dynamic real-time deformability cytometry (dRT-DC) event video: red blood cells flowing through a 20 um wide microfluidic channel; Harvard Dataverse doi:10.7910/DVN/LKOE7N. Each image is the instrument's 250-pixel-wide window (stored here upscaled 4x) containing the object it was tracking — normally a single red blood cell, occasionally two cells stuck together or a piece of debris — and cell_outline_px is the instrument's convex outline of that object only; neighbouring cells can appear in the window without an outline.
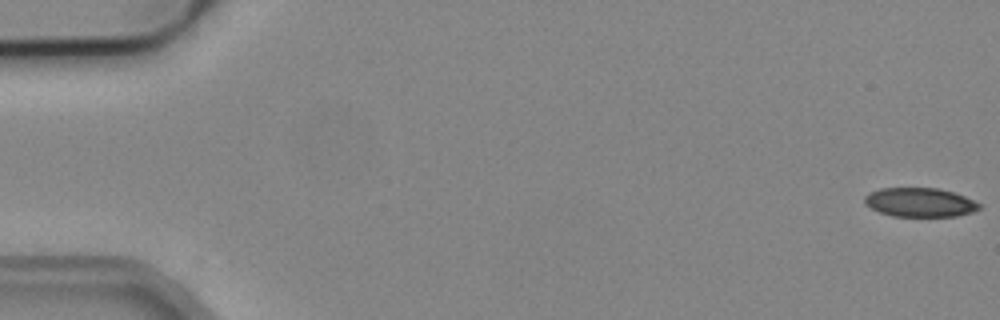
{"species": "common noctule bat (a hibernating species)", "species_latin": "Nyctalus noctula", "temperature_condition": "cold", "stored_images_in_passage": 5, "camera_frame_rate_fps": 3000, "um_per_image_px": 0.085, "animal": {"sex": "male", "body_mass_g": 19.2, "forearm_length_mm": 51.8}, "frame": {"image": 1, "passage_image": 1, "time_ms": 0.0, "image_size_px": [1000, 320], "cell_outline_px": [[980, 208], [972, 212], [956, 216], [892, 216], [880, 212], [864, 204], [864, 196], [880, 188], [936, 188], [952, 192], [964, 196], [980, 204]], "centroid_in_image_um": [78.17, 17.2], "position_along_channel_um": 6.8, "area_um2": 19.19}}
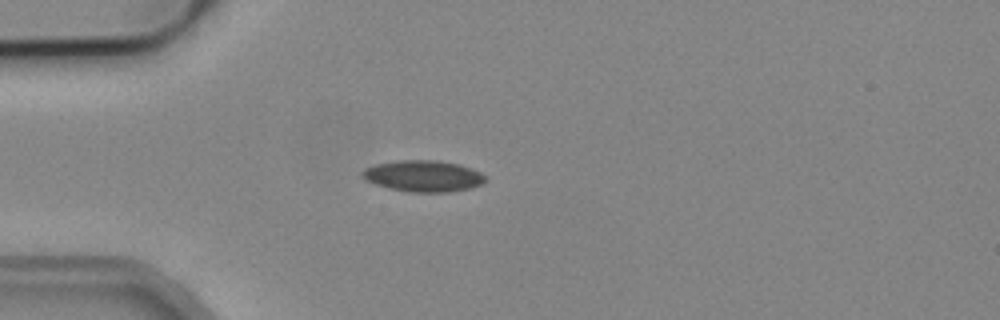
{"frame": {"image": 2, "passage_image": 5, "time_ms": 1.333, "image_size_px": [1000, 320], "cell_outline_px": [[488, 180], [480, 184], [468, 188], [448, 192], [412, 192], [388, 188], [376, 184], [368, 180], [360, 172], [364, 168], [376, 164], [396, 160], [436, 160], [460, 164], [472, 168], [480, 172]], "centroid_in_image_um": [35.99, 14.95], "position_along_channel_um": 49.0, "area_um2": 22.37}}